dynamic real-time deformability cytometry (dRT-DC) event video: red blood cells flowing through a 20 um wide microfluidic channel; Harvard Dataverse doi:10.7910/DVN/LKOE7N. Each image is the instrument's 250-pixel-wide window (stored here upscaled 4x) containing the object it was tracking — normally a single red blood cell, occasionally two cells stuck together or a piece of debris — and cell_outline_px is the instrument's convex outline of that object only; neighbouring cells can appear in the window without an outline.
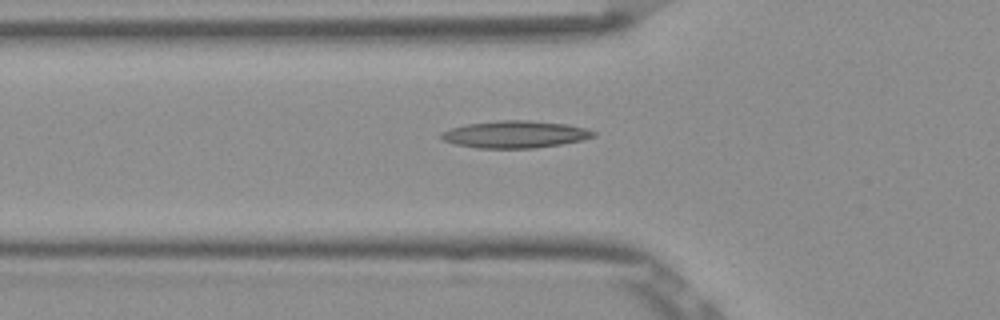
{"species": "Egyptian fruit bat (a non-hibernating species)", "species_latin": "Rousettus aegyptiacus", "temperature_condition": "room temperature", "stored_images_in_passage": 34, "camera_frame_rate_fps": 3000, "um_per_image_px": 0.085, "frame": {"image": 1, "passage_image": 4, "time_ms": 1.0, "image_size_px": [1000, 320], "cell_outline_px": [[596, 136], [584, 140], [560, 144], [532, 148], [476, 148], [456, 144], [444, 140], [440, 136], [440, 132], [448, 128], [468, 124], [496, 120], [528, 120], [568, 124], [584, 128], [596, 132]], "centroid_in_image_um": [43.78, 11.41], "position_along_channel_um": 82.0, "area_um2": 24.16}}
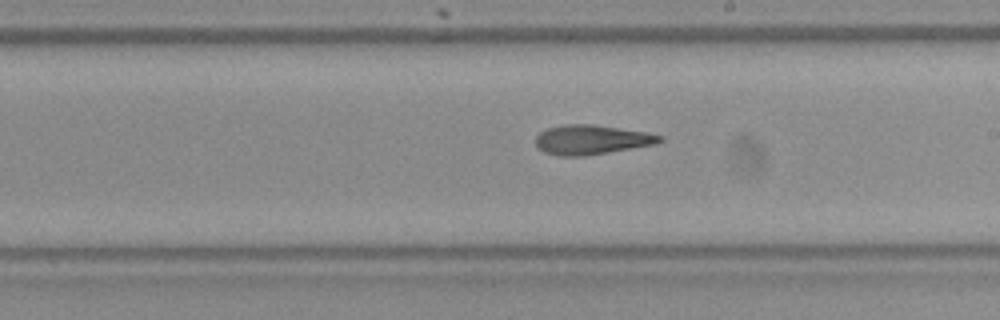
{"frame": {"image": 2, "passage_image": 16, "time_ms": 5.0, "image_size_px": [1000, 320], "cell_outline_px": [[664, 140], [656, 144], [584, 156], [560, 156], [544, 152], [536, 144], [536, 136], [540, 132], [548, 128], [564, 124], [592, 124], [648, 132], [664, 136]], "centroid_in_image_um": [50.31, 11.87], "position_along_channel_um": 238.7, "area_um2": 21.33}}
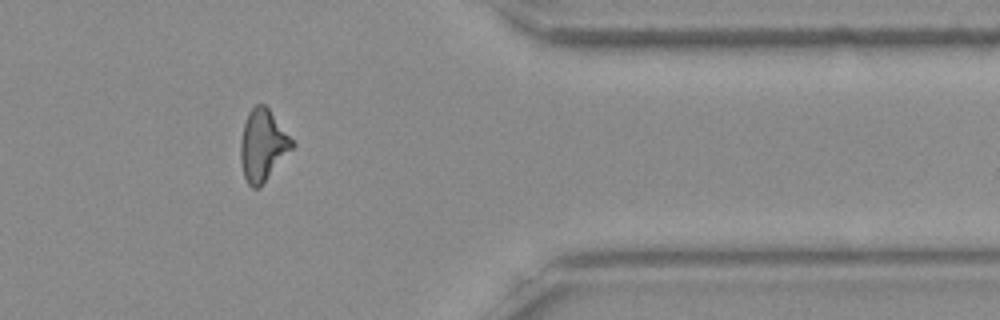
{"frame": {"image": 3, "passage_image": 29, "time_ms": 9.333, "image_size_px": [1000, 320], "cell_outline_px": [[296, 144], [260, 188], [252, 188], [248, 184], [244, 176], [240, 160], [240, 140], [244, 124], [248, 112], [256, 104], [264, 104], [268, 108]], "centroid_in_image_um": [22.32, 12.37], "position_along_channel_um": 389.1, "area_um2": 21.44}, "authors_computed_cell_mechanics": {"area_um2": 21.1259, "velocity_mm_per_s": 3.8879, "shape_relaxation_time_tau1_ms": null, "shape_relaxation_time_tau2_ms": 3.0377, "deformation_change_tau1": null, "deformation_change_tau2": 0.1336}}